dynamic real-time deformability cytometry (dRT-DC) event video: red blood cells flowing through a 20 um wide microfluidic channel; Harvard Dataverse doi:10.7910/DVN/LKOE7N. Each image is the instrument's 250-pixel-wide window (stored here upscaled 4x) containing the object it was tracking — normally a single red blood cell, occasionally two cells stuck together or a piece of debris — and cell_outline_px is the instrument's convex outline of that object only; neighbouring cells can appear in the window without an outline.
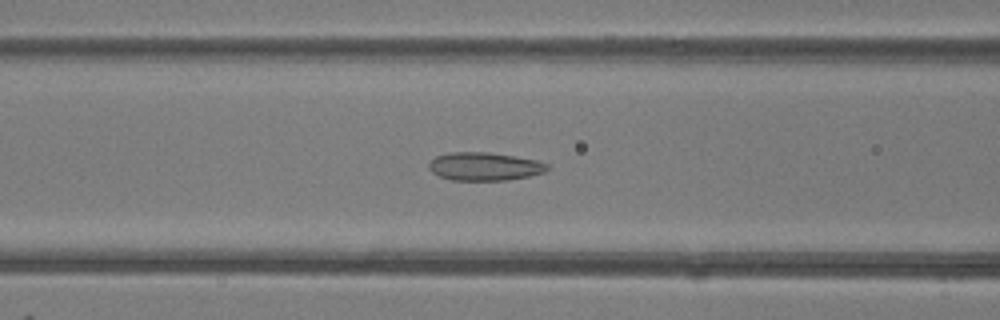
{"species": "common noctule bat (a hibernating species)", "species_latin": "Nyctalus noctula", "temperature_condition": "room temperature", "stored_images_in_passage": 49, "camera_frame_rate_fps": 3000, "um_per_image_px": 0.085, "animal": {"sex": "female"}, "frame": {"image": 1, "passage_image": 20, "time_ms": 6.333, "image_size_px": [1000, 320], "cell_outline_px": [[548, 168], [544, 172], [528, 176], [508, 180], [452, 180], [440, 176], [432, 172], [428, 168], [428, 164], [436, 156], [448, 152], [488, 152], [516, 156], [536, 160], [548, 164]], "centroid_in_image_um": [41.17, 14.14], "position_along_channel_um": 125.4, "area_um2": 19.42}}
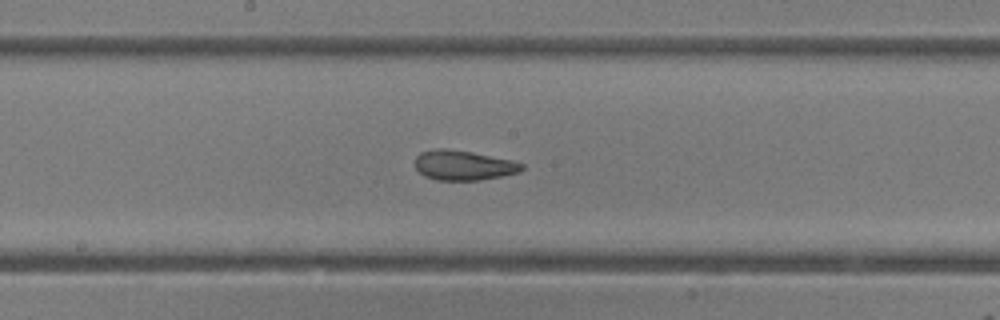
{"frame": {"image": 2, "passage_image": 26, "time_ms": 8.333, "image_size_px": [1000, 320], "cell_outline_px": [[524, 168], [520, 172], [480, 180], [436, 180], [424, 176], [416, 168], [416, 156], [420, 152], [436, 148], [444, 148], [472, 152], [508, 160], [524, 164]], "centroid_in_image_um": [39.36, 14.05], "position_along_channel_um": 208.8, "area_um2": 18.38}}
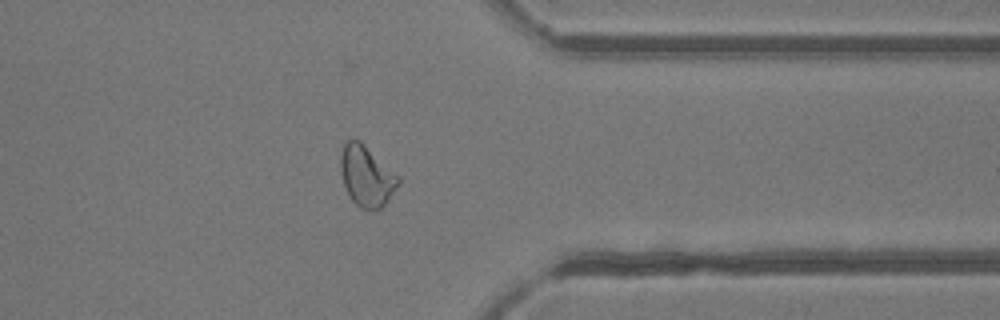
{"frame": {"image": 3, "passage_image": 39, "time_ms": 12.667, "image_size_px": [1000, 320], "cell_outline_px": [[400, 184], [388, 200], [376, 212], [372, 212], [360, 208], [348, 196], [340, 172], [340, 156], [344, 144], [352, 136], [360, 140], [400, 176]], "centroid_in_image_um": [31.16, 14.97], "position_along_channel_um": 380.2, "area_um2": 20.92}, "authors_computed_cell_mechanics": {"area_um2": 21.0392, "velocity_mm_per_s": 4.1707, "shape_relaxation_time_tau1_ms": 5.075, "shape_relaxation_time_tau2_ms": 1.4314, "deformation_change_tau1": 0.1571, "deformation_change_tau2": 0.0929}}